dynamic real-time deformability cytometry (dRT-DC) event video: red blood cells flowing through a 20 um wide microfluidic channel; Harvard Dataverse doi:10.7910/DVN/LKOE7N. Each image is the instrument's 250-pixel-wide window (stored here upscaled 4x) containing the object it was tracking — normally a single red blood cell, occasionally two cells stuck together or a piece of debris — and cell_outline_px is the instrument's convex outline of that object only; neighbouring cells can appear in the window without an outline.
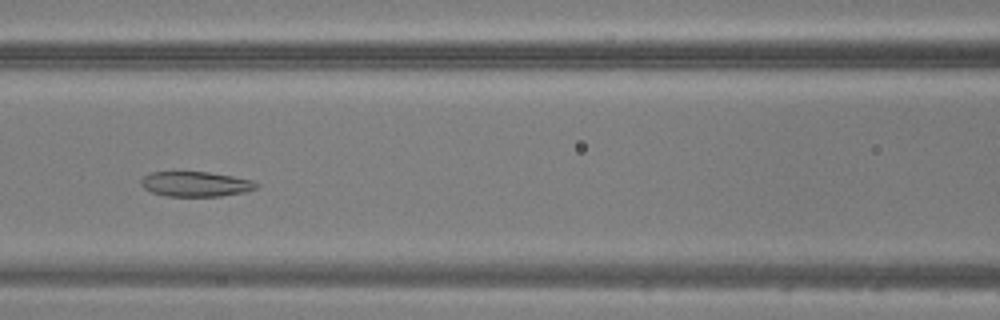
{"species": "common noctule bat (a hibernating species)", "species_latin": "Nyctalus noctula", "temperature_condition": "warm", "stored_images_in_passage": 36, "camera_frame_rate_fps": 3000, "um_per_image_px": 0.085, "animal": {"sex": "male", "body_mass_g": 20.5, "forearm_length_mm": 52.5}, "frame": {"image": 1, "passage_image": 10, "time_ms": 3.0, "image_size_px": [1000, 320], "cell_outline_px": [[260, 184], [256, 188], [244, 192], [220, 196], [168, 196], [152, 192], [144, 188], [140, 184], [140, 180], [144, 176], [152, 172], [208, 172], [232, 176], [252, 180]], "centroid_in_image_um": [16.63, 15.64], "position_along_channel_um": 150.0, "area_um2": 16.7}}
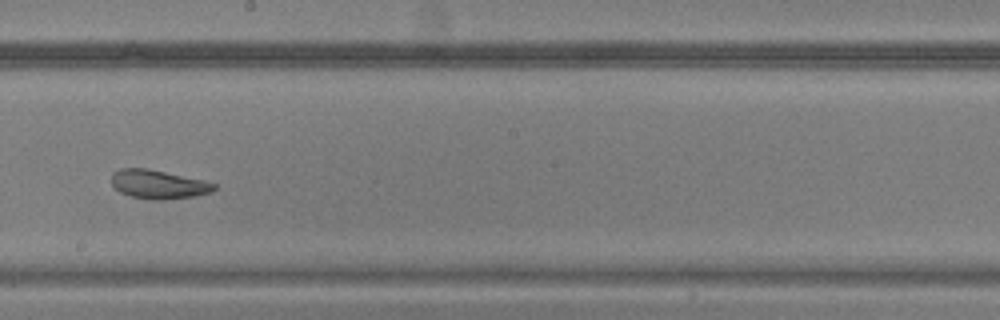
{"frame": {"image": 2, "passage_image": 16, "time_ms": 5.0, "image_size_px": [1000, 320], "cell_outline_px": [[216, 188], [212, 192], [192, 196], [160, 200], [152, 200], [132, 196], [120, 192], [112, 184], [112, 172], [120, 168], [148, 168], [204, 180], [216, 184]], "centroid_in_image_um": [13.46, 15.65], "position_along_channel_um": 234.7, "area_um2": 17.17}}
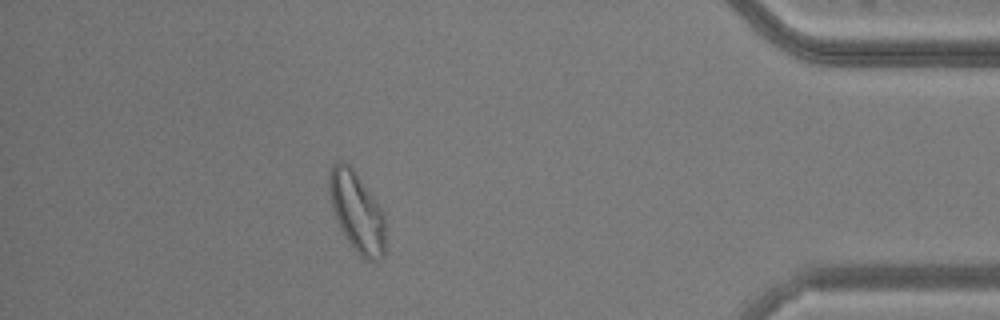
{"frame": {"image": 3, "passage_image": 31, "time_ms": 10.0, "image_size_px": [1000, 320], "cell_outline_px": [[384, 256], [376, 264], [364, 260], [356, 252], [340, 228], [332, 208], [328, 188], [328, 176], [336, 160], [344, 160], [356, 172], [380, 208], [384, 216]], "centroid_in_image_um": [30.32, 18.04], "position_along_channel_um": 404.9, "area_um2": 26.18}}